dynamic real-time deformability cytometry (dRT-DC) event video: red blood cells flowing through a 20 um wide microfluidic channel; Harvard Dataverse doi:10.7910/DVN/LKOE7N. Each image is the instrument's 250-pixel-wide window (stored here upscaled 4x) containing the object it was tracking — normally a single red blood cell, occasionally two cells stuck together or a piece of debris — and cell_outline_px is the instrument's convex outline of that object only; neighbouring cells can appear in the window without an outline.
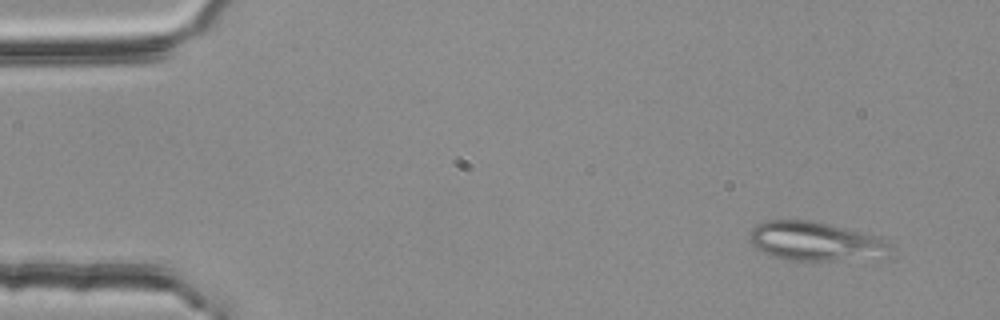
{"species": "common noctule bat (a hibernating species)", "species_latin": "Nyctalus noctula", "temperature_condition": "room temperature", "stored_images_in_passage": 4, "camera_frame_rate_fps": 3000, "um_per_image_px": 0.085, "animal": {"sex": "female", "body_mass_g": 25.1}, "frame": {"image": 1, "passage_image": 1, "time_ms": 0.0, "image_size_px": [1000, 320], "cell_outline_px": [[888, 256], [884, 260], [788, 260], [772, 256], [756, 248], [748, 240], [748, 232], [756, 224], [768, 220], [812, 220], [880, 236], [888, 244]], "centroid_in_image_um": [69.34, 20.53], "position_along_channel_um": 15.7, "area_um2": 32.6}}